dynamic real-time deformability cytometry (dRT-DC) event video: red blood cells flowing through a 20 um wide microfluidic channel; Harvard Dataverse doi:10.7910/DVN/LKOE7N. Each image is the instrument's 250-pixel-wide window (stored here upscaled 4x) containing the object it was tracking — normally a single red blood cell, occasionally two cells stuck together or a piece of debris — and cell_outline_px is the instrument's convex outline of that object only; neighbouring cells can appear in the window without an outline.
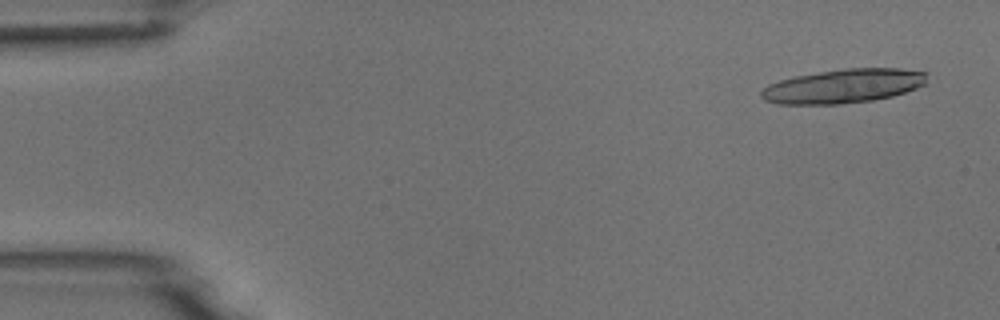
{"species": "common noctule bat (a hibernating species)", "species_latin": "Nyctalus noctula", "temperature_condition": "room temperature", "stored_images_in_passage": 8, "camera_frame_rate_fps": 3000, "um_per_image_px": 0.085, "animal": {"sex": "male", "body_mass_g": 18.8}, "frame": {"image": 1, "passage_image": 1, "time_ms": 0.0, "image_size_px": [1000, 320], "cell_outline_px": [[928, 72], [924, 84], [916, 88], [892, 96], [872, 100], [840, 104], [776, 104], [764, 100], [760, 96], [760, 92], [768, 84], [780, 80], [796, 76], [844, 68], [900, 68]], "centroid_in_image_um": [71.67, 7.31], "position_along_channel_um": 13.3, "area_um2": 32.83}}
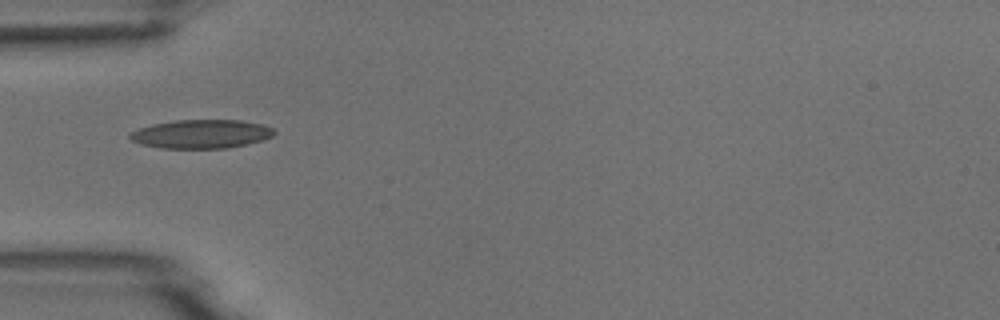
{"frame": {"image": 2, "passage_image": 5, "time_ms": 4.667, "image_size_px": [1000, 320], "cell_outline_px": [[276, 132], [272, 136], [264, 140], [248, 144], [228, 148], [160, 148], [140, 144], [132, 140], [128, 136], [132, 132], [140, 128], [152, 124], [176, 120], [240, 120], [264, 124], [272, 128]], "centroid_in_image_um": [17.14, 11.39], "position_along_channel_um": 67.9, "area_um2": 24.22}}